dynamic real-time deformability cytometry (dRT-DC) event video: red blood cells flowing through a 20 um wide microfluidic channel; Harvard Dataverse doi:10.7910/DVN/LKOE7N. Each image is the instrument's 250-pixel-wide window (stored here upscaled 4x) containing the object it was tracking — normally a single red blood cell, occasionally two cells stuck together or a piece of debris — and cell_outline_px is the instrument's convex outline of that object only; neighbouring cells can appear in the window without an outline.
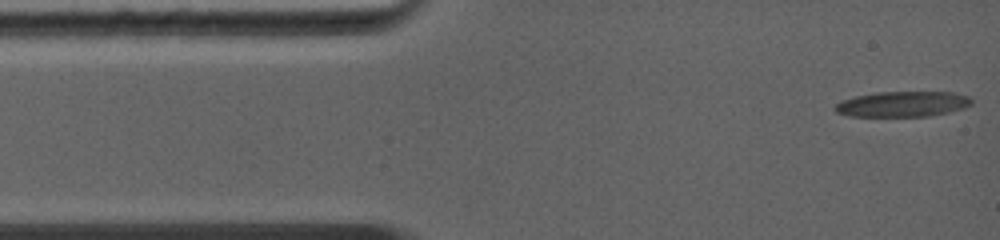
{"species": "common noctule bat (a hibernating species)", "species_latin": "Nyctalus noctula", "temperature_condition": "warm", "stored_images_in_passage": 27, "camera_frame_rate_fps": 5000, "um_per_image_px": 0.085, "animal": {"sex": "female", "body_mass_g": 19.0, "forearm_length_mm": 56.7}, "frame": {"image": 1, "passage_image": 1, "time_ms": 0.0, "image_size_px": [1000, 240], "cell_outline_px": [[972, 104], [964, 108], [948, 112], [928, 116], [848, 116], [836, 112], [832, 108], [836, 104], [844, 100], [856, 96], [876, 92], [952, 92], [968, 96], [972, 100]], "centroid_in_image_um": [76.72, 8.84], "position_along_channel_um": 8.3, "area_um2": 20.17}}
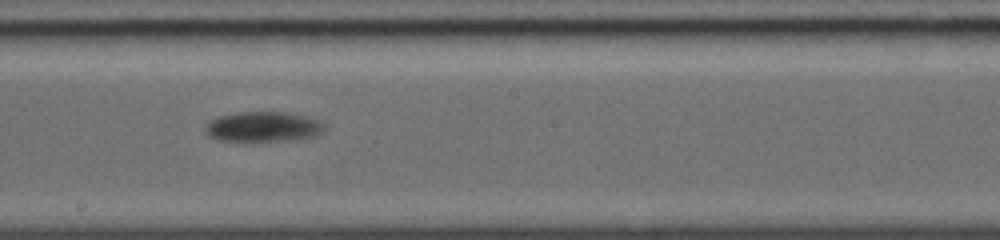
{"frame": {"image": 2, "passage_image": 12, "time_ms": 7.0, "image_size_px": [1000, 240], "cell_outline_px": [[324, 128], [316, 136], [288, 140], [216, 140], [208, 136], [204, 132], [204, 128], [212, 120], [220, 116], [240, 112], [284, 112], [304, 116], [316, 120], [324, 124]], "centroid_in_image_um": [22.33, 10.77], "position_along_channel_um": 225.9, "area_um2": 20.4}}
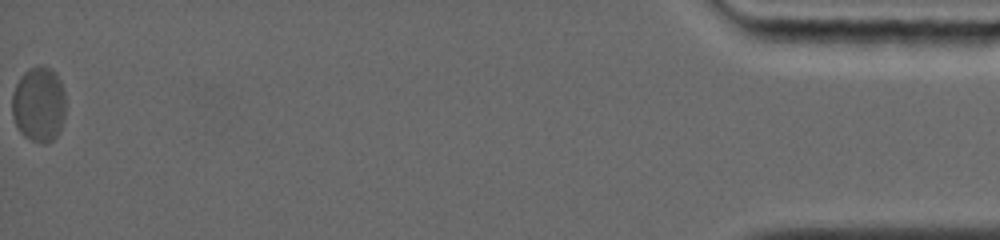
{"frame": {"image": 3, "passage_image": 27, "time_ms": 15.6, "image_size_px": [1000, 240], "cell_outline_px": [[64, 120], [56, 136], [52, 140], [44, 144], [32, 140], [24, 136], [16, 128], [12, 116], [12, 96], [16, 84], [24, 72], [28, 68], [36, 64], [48, 68], [60, 80], [64, 92]], "centroid_in_image_um": [3.27, 8.88], "position_along_channel_um": 431.9, "area_um2": 23.47}, "authors_computed_cell_mechanics": {"area_um2": 21.3282, "velocity_mm_per_s": 4.1166, "shape_relaxation_time_tau1_ms": 3.5775, "shape_relaxation_time_tau2_ms": null, "deformation_change_tau1": 0.1252, "deformation_change_tau2": null}}